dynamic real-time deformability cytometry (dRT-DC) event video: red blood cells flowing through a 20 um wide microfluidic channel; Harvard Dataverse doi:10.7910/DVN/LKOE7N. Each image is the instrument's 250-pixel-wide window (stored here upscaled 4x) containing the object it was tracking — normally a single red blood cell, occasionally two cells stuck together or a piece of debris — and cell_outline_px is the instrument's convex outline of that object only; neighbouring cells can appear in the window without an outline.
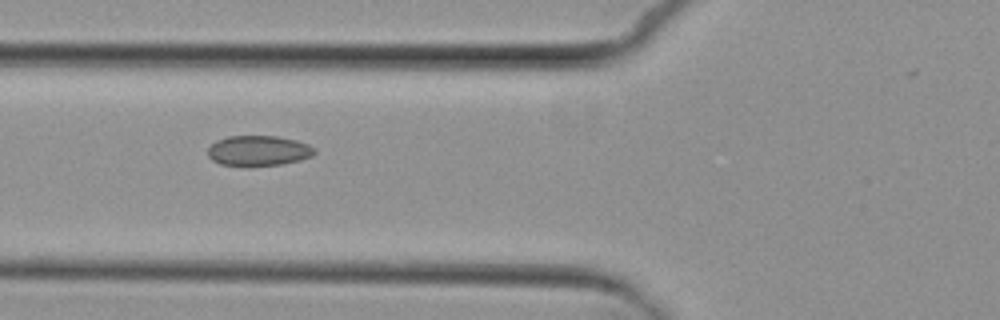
{"species": "common noctule bat (a hibernating species)", "species_latin": "Nyctalus noctula", "temperature_condition": "cold", "stored_images_in_passage": 3, "camera_frame_rate_fps": 3000, "um_per_image_px": 0.085, "animal": {"sex": "female", "body_mass_g": 29.2, "forearm_length_mm": 56.3}, "frame": {"image": 1, "passage_image": 2, "time_ms": 1.0, "image_size_px": [1000, 320], "cell_outline_px": [[316, 152], [312, 156], [300, 160], [280, 164], [248, 168], [220, 164], [212, 160], [208, 156], [208, 148], [216, 140], [228, 136], [276, 136], [296, 140], [308, 144], [316, 148]], "centroid_in_image_um": [21.96, 12.83], "position_along_channel_um": 103.8, "area_um2": 19.31}}
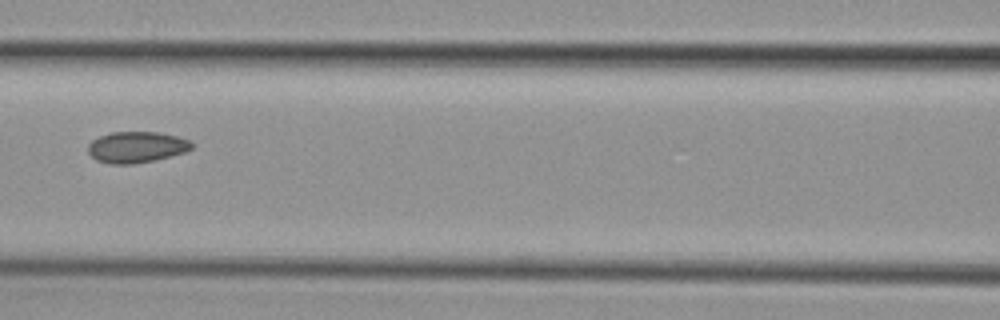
{"frame": {"image": 2, "passage_image": 3, "time_ms": 2.333, "image_size_px": [1000, 320], "cell_outline_px": [[196, 144], [192, 148], [184, 152], [152, 160], [132, 164], [112, 164], [96, 160], [88, 152], [88, 144], [92, 140], [100, 136], [112, 132], [160, 132], [176, 136], [188, 140]], "centroid_in_image_um": [11.59, 12.49], "position_along_channel_um": 155.0, "area_um2": 18.67}}